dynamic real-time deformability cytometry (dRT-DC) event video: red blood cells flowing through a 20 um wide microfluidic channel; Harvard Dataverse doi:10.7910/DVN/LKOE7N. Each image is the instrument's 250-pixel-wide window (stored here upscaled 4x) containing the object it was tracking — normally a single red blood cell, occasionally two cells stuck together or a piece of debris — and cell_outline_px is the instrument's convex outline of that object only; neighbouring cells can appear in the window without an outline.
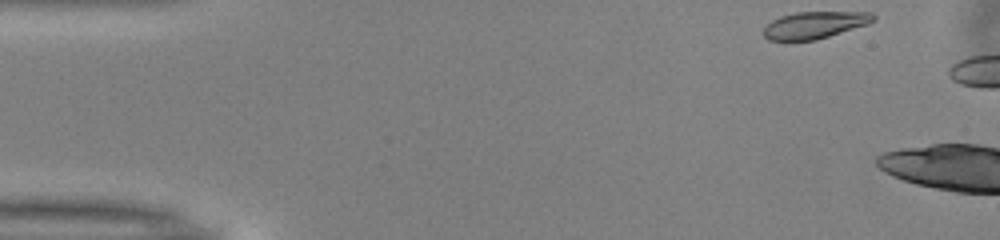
{"species": "common noctule bat (a hibernating species)", "species_latin": "Nyctalus noctula", "temperature_condition": "warm", "stored_images_in_passage": 5, "camera_frame_rate_fps": 3000, "um_per_image_px": 0.085, "animal": {"sex": "male", "body_mass_g": 13.0, "forearm_length_mm": 53.1}, "frame": {"image": 1, "passage_image": 1, "time_ms": 0.0, "image_size_px": [1000, 240], "cell_outline_px": [[876, 20], [868, 24], [816, 40], [768, 40], [764, 36], [764, 28], [772, 20], [780, 16], [796, 12], [872, 12], [876, 16]], "centroid_in_image_um": [69.27, 2.12], "position_along_channel_um": 15.7, "area_um2": 17.22}}